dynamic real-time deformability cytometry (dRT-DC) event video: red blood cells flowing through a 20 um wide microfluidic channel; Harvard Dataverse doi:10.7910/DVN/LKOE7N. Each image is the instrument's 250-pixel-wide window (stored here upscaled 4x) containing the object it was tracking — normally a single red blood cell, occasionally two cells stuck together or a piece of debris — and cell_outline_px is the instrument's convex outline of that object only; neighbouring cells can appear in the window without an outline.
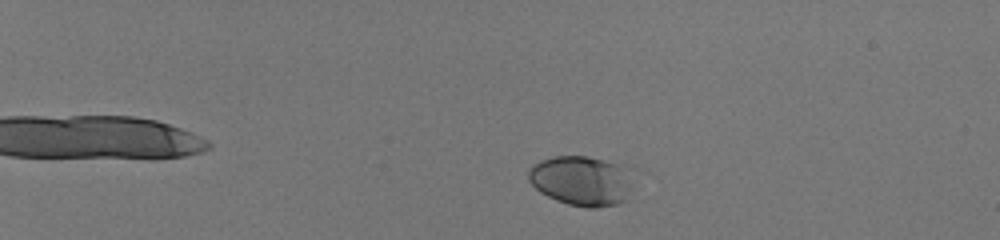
{"species": "human", "species_latin": "Homo sapiens", "temperature_condition": "room temperature", "stored_images_in_passage": 52, "camera_frame_rate_fps": 3000, "um_per_image_px": 0.085, "donor": {"sex": "male"}, "frame": {"image": 1, "passage_image": 9, "time_ms": 2.667, "image_size_px": [1000, 240], "cell_outline_px": [[628, 200], [616, 204], [596, 208], [588, 208], [568, 204], [556, 200], [540, 192], [528, 180], [528, 168], [540, 160], [552, 156], [588, 156], [604, 160], [628, 168]], "centroid_in_image_um": [49.36, 15.36], "position_along_channel_um": 35.6, "area_um2": 30.17}}
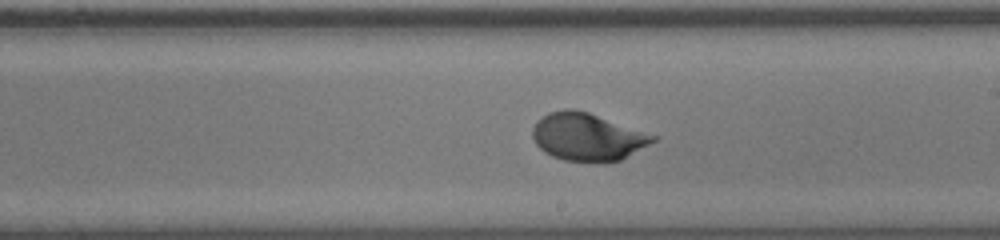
{"frame": {"image": 2, "passage_image": 34, "time_ms": 11.0, "image_size_px": [1000, 240], "cell_outline_px": [[660, 136], [656, 140], [620, 160], [600, 164], [596, 164], [564, 160], [552, 156], [544, 152], [536, 144], [532, 136], [532, 128], [536, 120], [540, 116], [548, 112], [564, 108], [572, 108], [588, 112]], "centroid_in_image_um": [49.91, 11.64], "position_along_channel_um": 239.1, "area_um2": 34.04}}
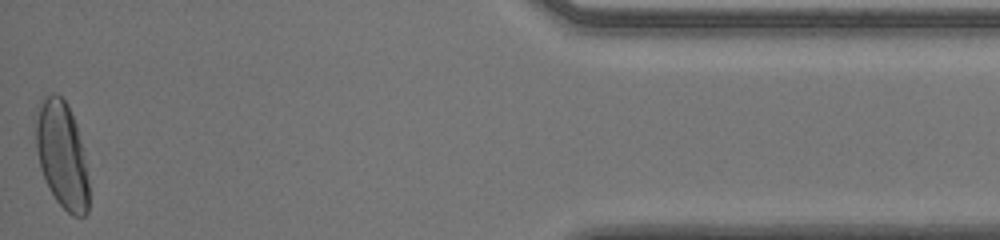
{"frame": {"image": 3, "passage_image": 52, "time_ms": 17.0, "image_size_px": [1000, 240], "cell_outline_px": [[88, 212], [84, 216], [72, 216], [56, 200], [48, 188], [40, 168], [36, 152], [32, 120], [32, 116], [40, 100], [44, 96], [52, 92], [56, 92], [68, 104], [76, 124], [84, 148], [88, 180]], "centroid_in_image_um": [5.21, 13.08], "position_along_channel_um": 430.0, "area_um2": 34.16}, "authors_computed_cell_mechanics": {"area_um2": 31.7322, "velocity_mm_per_s": 4.024, "shape_relaxation_time_tau1_ms": 3.2344, "shape_relaxation_time_tau2_ms": null, "deformation_change_tau1": 0.1731, "deformation_change_tau2": null}}